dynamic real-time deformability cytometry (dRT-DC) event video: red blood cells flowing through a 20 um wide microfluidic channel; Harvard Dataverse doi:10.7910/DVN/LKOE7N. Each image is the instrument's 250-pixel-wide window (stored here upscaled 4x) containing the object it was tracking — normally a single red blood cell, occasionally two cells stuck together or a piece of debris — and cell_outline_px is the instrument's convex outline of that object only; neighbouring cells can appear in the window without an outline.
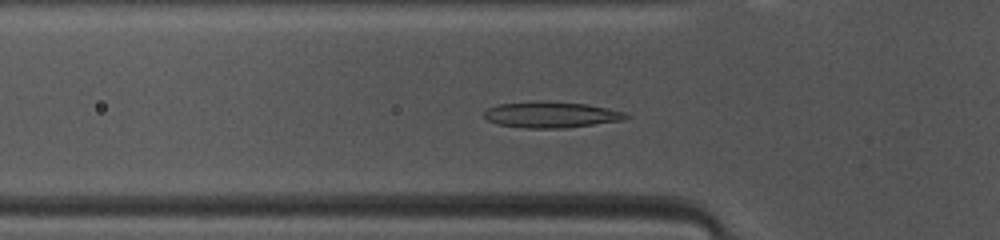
{"species": "common noctule bat (a hibernating species)", "species_latin": "Nyctalus noctula", "temperature_condition": "warm", "stored_images_in_passage": 39, "camera_frame_rate_fps": 3000, "um_per_image_px": 0.085, "animal": {"sex": "female", "body_mass_g": 10.0, "forearm_length_mm": 53.1}, "frame": {"image": 1, "passage_image": 6, "time_ms": 1.667, "image_size_px": [1000, 240], "cell_outline_px": [[632, 116], [624, 120], [564, 128], [524, 128], [500, 124], [488, 120], [484, 116], [484, 112], [488, 108], [500, 104], [588, 104], [608, 108], [624, 112]], "centroid_in_image_um": [46.93, 9.8], "position_along_channel_um": 78.9, "area_um2": 20.29}}
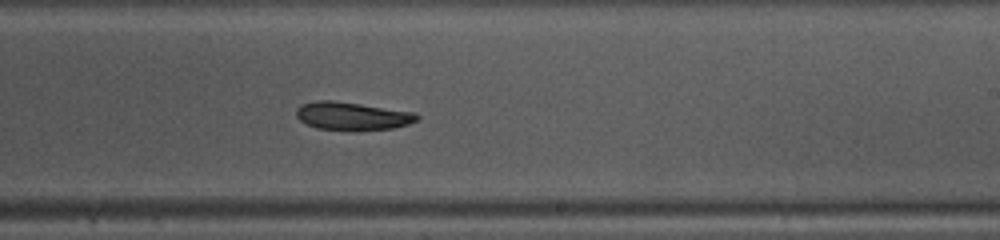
{"frame": {"image": 2, "passage_image": 19, "time_ms": 6.0, "image_size_px": [1000, 240], "cell_outline_px": [[420, 120], [408, 124], [392, 128], [356, 132], [352, 132], [316, 128], [300, 120], [296, 116], [296, 108], [300, 104], [316, 100], [332, 100], [416, 112], [420, 116]], "centroid_in_image_um": [29.95, 9.88], "position_along_channel_um": 259.0, "area_um2": 20.29}}
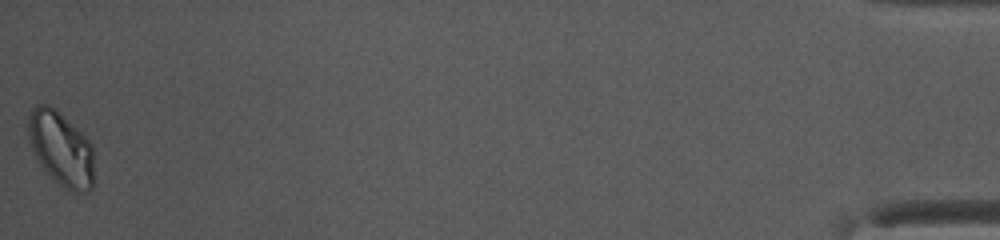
{"frame": {"image": 3, "passage_image": 39, "time_ms": 12.667, "image_size_px": [1000, 240], "cell_outline_px": [[92, 188], [88, 192], [76, 192], [60, 184], [40, 164], [32, 148], [28, 136], [28, 116], [32, 108], [36, 104], [48, 104], [56, 108], [92, 144]], "centroid_in_image_um": [5.17, 12.58], "position_along_channel_um": 430.0, "area_um2": 27.92}, "authors_computed_cell_mechanics": {"area_um2": 20.7502, "velocity_mm_per_s": 4.1367, "shape_relaxation_time_tau1_ms": 4.5746, "shape_relaxation_time_tau2_ms": null, "deformation_change_tau1": 0.1422, "deformation_change_tau2": null}}